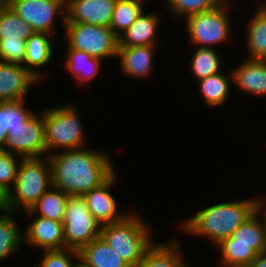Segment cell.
<instances>
[{
    "label": "cell",
    "mask_w": 266,
    "mask_h": 267,
    "mask_svg": "<svg viewBox=\"0 0 266 267\" xmlns=\"http://www.w3.org/2000/svg\"><path fill=\"white\" fill-rule=\"evenodd\" d=\"M37 80L23 65L0 61V103L25 100Z\"/></svg>",
    "instance_id": "4fadbf2b"
},
{
    "label": "cell",
    "mask_w": 266,
    "mask_h": 267,
    "mask_svg": "<svg viewBox=\"0 0 266 267\" xmlns=\"http://www.w3.org/2000/svg\"><path fill=\"white\" fill-rule=\"evenodd\" d=\"M78 254L76 262L82 267H131L101 236L82 247Z\"/></svg>",
    "instance_id": "2e32d148"
},
{
    "label": "cell",
    "mask_w": 266,
    "mask_h": 267,
    "mask_svg": "<svg viewBox=\"0 0 266 267\" xmlns=\"http://www.w3.org/2000/svg\"><path fill=\"white\" fill-rule=\"evenodd\" d=\"M6 5L11 1V0H2Z\"/></svg>",
    "instance_id": "b9f144b4"
},
{
    "label": "cell",
    "mask_w": 266,
    "mask_h": 267,
    "mask_svg": "<svg viewBox=\"0 0 266 267\" xmlns=\"http://www.w3.org/2000/svg\"><path fill=\"white\" fill-rule=\"evenodd\" d=\"M145 0H116L110 28L119 37L144 11Z\"/></svg>",
    "instance_id": "484cf974"
},
{
    "label": "cell",
    "mask_w": 266,
    "mask_h": 267,
    "mask_svg": "<svg viewBox=\"0 0 266 267\" xmlns=\"http://www.w3.org/2000/svg\"><path fill=\"white\" fill-rule=\"evenodd\" d=\"M26 229L23 242L43 250L65 249L63 222L38 216Z\"/></svg>",
    "instance_id": "5bb4252c"
},
{
    "label": "cell",
    "mask_w": 266,
    "mask_h": 267,
    "mask_svg": "<svg viewBox=\"0 0 266 267\" xmlns=\"http://www.w3.org/2000/svg\"><path fill=\"white\" fill-rule=\"evenodd\" d=\"M25 40L0 39V61L24 66Z\"/></svg>",
    "instance_id": "e575fe53"
},
{
    "label": "cell",
    "mask_w": 266,
    "mask_h": 267,
    "mask_svg": "<svg viewBox=\"0 0 266 267\" xmlns=\"http://www.w3.org/2000/svg\"><path fill=\"white\" fill-rule=\"evenodd\" d=\"M51 186V166L47 157L22 159L13 190L6 195L5 210H30Z\"/></svg>",
    "instance_id": "3957f363"
},
{
    "label": "cell",
    "mask_w": 266,
    "mask_h": 267,
    "mask_svg": "<svg viewBox=\"0 0 266 267\" xmlns=\"http://www.w3.org/2000/svg\"><path fill=\"white\" fill-rule=\"evenodd\" d=\"M131 213L123 220L101 226L100 236L131 266L138 267L147 249L154 243L149 226Z\"/></svg>",
    "instance_id": "277c9868"
},
{
    "label": "cell",
    "mask_w": 266,
    "mask_h": 267,
    "mask_svg": "<svg viewBox=\"0 0 266 267\" xmlns=\"http://www.w3.org/2000/svg\"><path fill=\"white\" fill-rule=\"evenodd\" d=\"M216 246L222 253L221 264L227 267H247L258 255L250 245L232 244V236Z\"/></svg>",
    "instance_id": "f546056e"
},
{
    "label": "cell",
    "mask_w": 266,
    "mask_h": 267,
    "mask_svg": "<svg viewBox=\"0 0 266 267\" xmlns=\"http://www.w3.org/2000/svg\"><path fill=\"white\" fill-rule=\"evenodd\" d=\"M116 178L114 172L100 186L82 195L88 210L101 225L118 222L130 214V212L118 213L116 200L110 193V188L115 184Z\"/></svg>",
    "instance_id": "7c38bea8"
},
{
    "label": "cell",
    "mask_w": 266,
    "mask_h": 267,
    "mask_svg": "<svg viewBox=\"0 0 266 267\" xmlns=\"http://www.w3.org/2000/svg\"><path fill=\"white\" fill-rule=\"evenodd\" d=\"M24 101L0 103V150H4L8 131L23 125L34 114L24 107Z\"/></svg>",
    "instance_id": "d4e9b609"
},
{
    "label": "cell",
    "mask_w": 266,
    "mask_h": 267,
    "mask_svg": "<svg viewBox=\"0 0 266 267\" xmlns=\"http://www.w3.org/2000/svg\"><path fill=\"white\" fill-rule=\"evenodd\" d=\"M68 197L62 190L51 186L26 213L34 215L39 211L41 217L63 222Z\"/></svg>",
    "instance_id": "603a6c76"
},
{
    "label": "cell",
    "mask_w": 266,
    "mask_h": 267,
    "mask_svg": "<svg viewBox=\"0 0 266 267\" xmlns=\"http://www.w3.org/2000/svg\"><path fill=\"white\" fill-rule=\"evenodd\" d=\"M222 73L220 71L199 81L203 101L209 106H219L227 101L230 79Z\"/></svg>",
    "instance_id": "83f0119b"
},
{
    "label": "cell",
    "mask_w": 266,
    "mask_h": 267,
    "mask_svg": "<svg viewBox=\"0 0 266 267\" xmlns=\"http://www.w3.org/2000/svg\"><path fill=\"white\" fill-rule=\"evenodd\" d=\"M4 150L18 158H42L46 155L43 111L33 114L23 125L8 131ZM13 151V152H12ZM44 155V156H43Z\"/></svg>",
    "instance_id": "30bf717a"
},
{
    "label": "cell",
    "mask_w": 266,
    "mask_h": 267,
    "mask_svg": "<svg viewBox=\"0 0 266 267\" xmlns=\"http://www.w3.org/2000/svg\"><path fill=\"white\" fill-rule=\"evenodd\" d=\"M35 32L55 34V18L62 14L63 26L66 22V0H11L8 4Z\"/></svg>",
    "instance_id": "9c48e42d"
},
{
    "label": "cell",
    "mask_w": 266,
    "mask_h": 267,
    "mask_svg": "<svg viewBox=\"0 0 266 267\" xmlns=\"http://www.w3.org/2000/svg\"><path fill=\"white\" fill-rule=\"evenodd\" d=\"M170 241L158 245L153 243L145 252L138 267H189L183 261L184 257H181L178 241Z\"/></svg>",
    "instance_id": "ffe728a7"
},
{
    "label": "cell",
    "mask_w": 266,
    "mask_h": 267,
    "mask_svg": "<svg viewBox=\"0 0 266 267\" xmlns=\"http://www.w3.org/2000/svg\"><path fill=\"white\" fill-rule=\"evenodd\" d=\"M234 71L230 72L229 78L232 84L252 95H266V60L245 59ZM231 76V77H230Z\"/></svg>",
    "instance_id": "9a60e30c"
},
{
    "label": "cell",
    "mask_w": 266,
    "mask_h": 267,
    "mask_svg": "<svg viewBox=\"0 0 266 267\" xmlns=\"http://www.w3.org/2000/svg\"><path fill=\"white\" fill-rule=\"evenodd\" d=\"M227 10L226 7H213L186 17V28L191 43L197 47L212 48L215 43H225L231 39Z\"/></svg>",
    "instance_id": "ba28073f"
},
{
    "label": "cell",
    "mask_w": 266,
    "mask_h": 267,
    "mask_svg": "<svg viewBox=\"0 0 266 267\" xmlns=\"http://www.w3.org/2000/svg\"><path fill=\"white\" fill-rule=\"evenodd\" d=\"M43 120L46 154L49 151H57V148L63 151L85 146L84 130L77 109L72 104L57 108H45Z\"/></svg>",
    "instance_id": "5b68a950"
},
{
    "label": "cell",
    "mask_w": 266,
    "mask_h": 267,
    "mask_svg": "<svg viewBox=\"0 0 266 267\" xmlns=\"http://www.w3.org/2000/svg\"><path fill=\"white\" fill-rule=\"evenodd\" d=\"M52 35L45 32H34L27 40L25 46L24 67L39 81L43 74L32 67H41L52 59L53 48L50 38ZM26 65V66H25ZM42 76V77H41Z\"/></svg>",
    "instance_id": "d6986e66"
},
{
    "label": "cell",
    "mask_w": 266,
    "mask_h": 267,
    "mask_svg": "<svg viewBox=\"0 0 266 267\" xmlns=\"http://www.w3.org/2000/svg\"><path fill=\"white\" fill-rule=\"evenodd\" d=\"M34 32L32 27L7 5L0 10V39L26 41Z\"/></svg>",
    "instance_id": "f1b7e54d"
},
{
    "label": "cell",
    "mask_w": 266,
    "mask_h": 267,
    "mask_svg": "<svg viewBox=\"0 0 266 267\" xmlns=\"http://www.w3.org/2000/svg\"><path fill=\"white\" fill-rule=\"evenodd\" d=\"M66 53L67 61L64 68L72 73L77 83L85 84L99 73L101 59L76 49H68Z\"/></svg>",
    "instance_id": "cb8c5ba5"
},
{
    "label": "cell",
    "mask_w": 266,
    "mask_h": 267,
    "mask_svg": "<svg viewBox=\"0 0 266 267\" xmlns=\"http://www.w3.org/2000/svg\"><path fill=\"white\" fill-rule=\"evenodd\" d=\"M247 267H266V254H258Z\"/></svg>",
    "instance_id": "d590c367"
},
{
    "label": "cell",
    "mask_w": 266,
    "mask_h": 267,
    "mask_svg": "<svg viewBox=\"0 0 266 267\" xmlns=\"http://www.w3.org/2000/svg\"><path fill=\"white\" fill-rule=\"evenodd\" d=\"M257 210L258 198L222 202L202 209L184 221L182 228L190 235L205 236L218 245L222 240L231 237Z\"/></svg>",
    "instance_id": "7a4b0ae2"
},
{
    "label": "cell",
    "mask_w": 266,
    "mask_h": 267,
    "mask_svg": "<svg viewBox=\"0 0 266 267\" xmlns=\"http://www.w3.org/2000/svg\"><path fill=\"white\" fill-rule=\"evenodd\" d=\"M154 46L118 47L116 57H120L123 72L134 78H146L152 71Z\"/></svg>",
    "instance_id": "ac0fdd59"
},
{
    "label": "cell",
    "mask_w": 266,
    "mask_h": 267,
    "mask_svg": "<svg viewBox=\"0 0 266 267\" xmlns=\"http://www.w3.org/2000/svg\"><path fill=\"white\" fill-rule=\"evenodd\" d=\"M166 4L174 18H186L214 7L209 0H166Z\"/></svg>",
    "instance_id": "d6a6232c"
},
{
    "label": "cell",
    "mask_w": 266,
    "mask_h": 267,
    "mask_svg": "<svg viewBox=\"0 0 266 267\" xmlns=\"http://www.w3.org/2000/svg\"><path fill=\"white\" fill-rule=\"evenodd\" d=\"M215 48L198 47L191 60V71L198 81L220 72L222 62H220Z\"/></svg>",
    "instance_id": "4dcf8cb0"
},
{
    "label": "cell",
    "mask_w": 266,
    "mask_h": 267,
    "mask_svg": "<svg viewBox=\"0 0 266 267\" xmlns=\"http://www.w3.org/2000/svg\"><path fill=\"white\" fill-rule=\"evenodd\" d=\"M116 0H66V22L110 27Z\"/></svg>",
    "instance_id": "8fae6325"
},
{
    "label": "cell",
    "mask_w": 266,
    "mask_h": 267,
    "mask_svg": "<svg viewBox=\"0 0 266 267\" xmlns=\"http://www.w3.org/2000/svg\"><path fill=\"white\" fill-rule=\"evenodd\" d=\"M209 1L214 7H228L229 8L230 6V4L228 3L229 0H209Z\"/></svg>",
    "instance_id": "8d00e7d4"
},
{
    "label": "cell",
    "mask_w": 266,
    "mask_h": 267,
    "mask_svg": "<svg viewBox=\"0 0 266 267\" xmlns=\"http://www.w3.org/2000/svg\"><path fill=\"white\" fill-rule=\"evenodd\" d=\"M0 216V261L7 258L10 254H14L19 250V245L23 243V232L19 231V227L14 219L13 212L2 210Z\"/></svg>",
    "instance_id": "4316f807"
},
{
    "label": "cell",
    "mask_w": 266,
    "mask_h": 267,
    "mask_svg": "<svg viewBox=\"0 0 266 267\" xmlns=\"http://www.w3.org/2000/svg\"><path fill=\"white\" fill-rule=\"evenodd\" d=\"M159 16L142 12L131 26L118 37V47L155 45Z\"/></svg>",
    "instance_id": "e0dca14e"
},
{
    "label": "cell",
    "mask_w": 266,
    "mask_h": 267,
    "mask_svg": "<svg viewBox=\"0 0 266 267\" xmlns=\"http://www.w3.org/2000/svg\"><path fill=\"white\" fill-rule=\"evenodd\" d=\"M6 207V195L0 189V211L5 210Z\"/></svg>",
    "instance_id": "74e56055"
},
{
    "label": "cell",
    "mask_w": 266,
    "mask_h": 267,
    "mask_svg": "<svg viewBox=\"0 0 266 267\" xmlns=\"http://www.w3.org/2000/svg\"><path fill=\"white\" fill-rule=\"evenodd\" d=\"M101 226L88 210L83 196L69 195L63 220L65 248L79 251L100 237Z\"/></svg>",
    "instance_id": "52a82bcc"
},
{
    "label": "cell",
    "mask_w": 266,
    "mask_h": 267,
    "mask_svg": "<svg viewBox=\"0 0 266 267\" xmlns=\"http://www.w3.org/2000/svg\"><path fill=\"white\" fill-rule=\"evenodd\" d=\"M72 256L79 259L78 251L65 248L62 250H44L41 262L37 267H77L78 263H72Z\"/></svg>",
    "instance_id": "836d02e7"
},
{
    "label": "cell",
    "mask_w": 266,
    "mask_h": 267,
    "mask_svg": "<svg viewBox=\"0 0 266 267\" xmlns=\"http://www.w3.org/2000/svg\"><path fill=\"white\" fill-rule=\"evenodd\" d=\"M262 253H265L266 254V239H265L264 249H263V252Z\"/></svg>",
    "instance_id": "60d3db41"
},
{
    "label": "cell",
    "mask_w": 266,
    "mask_h": 267,
    "mask_svg": "<svg viewBox=\"0 0 266 267\" xmlns=\"http://www.w3.org/2000/svg\"><path fill=\"white\" fill-rule=\"evenodd\" d=\"M262 214L257 210L245 223L241 224L231 235L232 244L250 245L257 253L263 252L266 239V219L263 221L258 217Z\"/></svg>",
    "instance_id": "44dd1931"
},
{
    "label": "cell",
    "mask_w": 266,
    "mask_h": 267,
    "mask_svg": "<svg viewBox=\"0 0 266 267\" xmlns=\"http://www.w3.org/2000/svg\"><path fill=\"white\" fill-rule=\"evenodd\" d=\"M258 201H259V210H261V209L264 210V211L261 210V212L263 213V215H264V217H265V219H266V208H265V209L262 208L266 203L263 202L264 200L262 199V197H261V199L258 198ZM265 206H266V205H265Z\"/></svg>",
    "instance_id": "f35d334b"
},
{
    "label": "cell",
    "mask_w": 266,
    "mask_h": 267,
    "mask_svg": "<svg viewBox=\"0 0 266 267\" xmlns=\"http://www.w3.org/2000/svg\"><path fill=\"white\" fill-rule=\"evenodd\" d=\"M261 4L247 28L248 59L266 60V4Z\"/></svg>",
    "instance_id": "7402d4cb"
},
{
    "label": "cell",
    "mask_w": 266,
    "mask_h": 267,
    "mask_svg": "<svg viewBox=\"0 0 266 267\" xmlns=\"http://www.w3.org/2000/svg\"><path fill=\"white\" fill-rule=\"evenodd\" d=\"M6 4L2 1V0H0V10L5 6Z\"/></svg>",
    "instance_id": "ab89813d"
},
{
    "label": "cell",
    "mask_w": 266,
    "mask_h": 267,
    "mask_svg": "<svg viewBox=\"0 0 266 267\" xmlns=\"http://www.w3.org/2000/svg\"><path fill=\"white\" fill-rule=\"evenodd\" d=\"M49 155L52 186L68 195L82 196L100 186L115 172L110 157L102 151L85 150L83 147Z\"/></svg>",
    "instance_id": "6da1fadb"
},
{
    "label": "cell",
    "mask_w": 266,
    "mask_h": 267,
    "mask_svg": "<svg viewBox=\"0 0 266 267\" xmlns=\"http://www.w3.org/2000/svg\"><path fill=\"white\" fill-rule=\"evenodd\" d=\"M68 49L84 51L92 57H116L118 37L110 27L85 23H65Z\"/></svg>",
    "instance_id": "8992f818"
},
{
    "label": "cell",
    "mask_w": 266,
    "mask_h": 267,
    "mask_svg": "<svg viewBox=\"0 0 266 267\" xmlns=\"http://www.w3.org/2000/svg\"><path fill=\"white\" fill-rule=\"evenodd\" d=\"M16 157L17 155L14 153L0 150V189L5 195L12 190L16 181L20 161L23 159L20 158L18 160Z\"/></svg>",
    "instance_id": "1f68e13d"
}]
</instances>
